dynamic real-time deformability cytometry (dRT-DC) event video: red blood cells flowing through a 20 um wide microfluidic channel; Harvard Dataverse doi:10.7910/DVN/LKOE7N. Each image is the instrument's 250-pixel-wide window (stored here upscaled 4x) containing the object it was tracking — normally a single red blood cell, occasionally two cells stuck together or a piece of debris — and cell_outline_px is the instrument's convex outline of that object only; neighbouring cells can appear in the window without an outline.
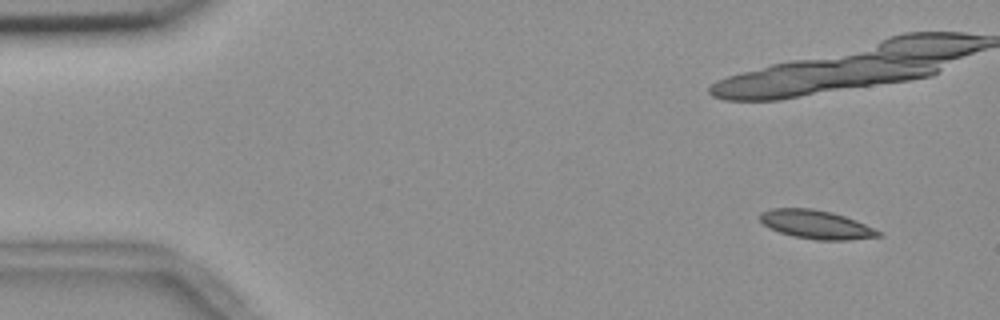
{"species": "common noctule bat (a hibernating species)", "species_latin": "Nyctalus noctula", "temperature_condition": "room temperature", "stored_images_in_passage": 37, "camera_frame_rate_fps": 3000, "um_per_image_px": 0.085, "animal": {"sex": "female", "body_mass_g": 18.4}, "frame": {"image": 1, "passage_image": 1, "time_ms": 0.0, "image_size_px": [1000, 320], "cell_outline_px": [[880, 236], [848, 240], [816, 240], [792, 236], [780, 232], [764, 224], [760, 220], [760, 212], [772, 208], [812, 208], [832, 212], [856, 220], [880, 232]], "centroid_in_image_um": [69.34, 19.07], "position_along_channel_um": 15.7, "area_um2": 19.54}}